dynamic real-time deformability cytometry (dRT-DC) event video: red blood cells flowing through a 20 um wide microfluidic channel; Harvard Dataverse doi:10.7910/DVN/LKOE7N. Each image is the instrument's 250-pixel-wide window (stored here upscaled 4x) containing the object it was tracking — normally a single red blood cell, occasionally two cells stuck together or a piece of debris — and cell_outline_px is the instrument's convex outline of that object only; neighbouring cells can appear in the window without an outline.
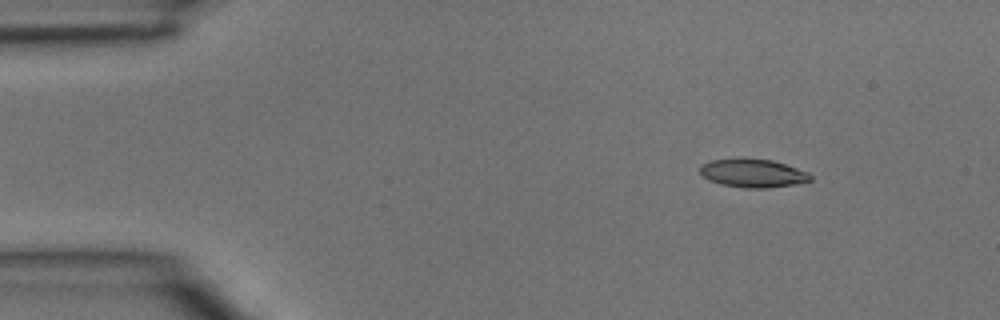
{"species": "common noctule bat (a hibernating species)", "species_latin": "Nyctalus noctula", "temperature_condition": "room temperature", "stored_images_in_passage": 5, "camera_frame_rate_fps": 3000, "um_per_image_px": 0.085, "animal": {"sex": "male", "body_mass_g": 15.6}, "frame": {"image": 1, "passage_image": 2, "time_ms": 0.333, "image_size_px": [1000, 320], "cell_outline_px": [[812, 180], [796, 184], [768, 188], [748, 188], [720, 184], [708, 180], [700, 172], [700, 164], [708, 160], [736, 156], [740, 156], [772, 160], [808, 172], [812, 176]], "centroid_in_image_um": [63.94, 14.68], "position_along_channel_um": 21.1, "area_um2": 18.84}}
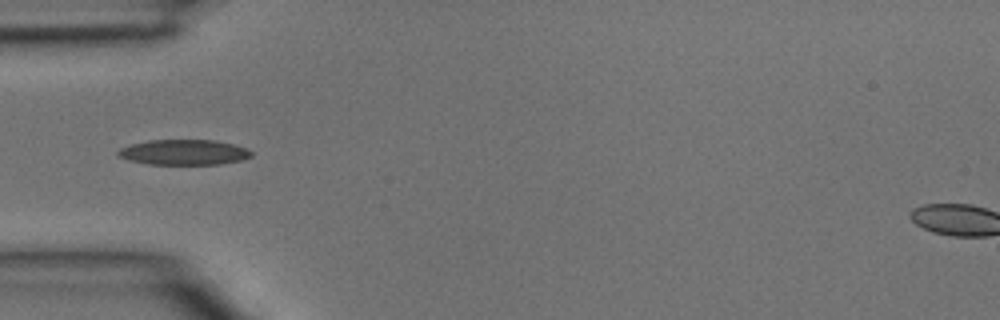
{"frame": {"image": 2, "passage_image": 4, "time_ms": 1.0, "image_size_px": [1000, 320], "cell_outline_px": [[252, 156], [244, 160], [220, 164], [148, 164], [128, 160], [116, 156], [116, 152], [120, 148], [132, 144], [148, 140], [216, 140], [232, 144], [244, 148], [252, 152]], "centroid_in_image_um": [15.6, 12.94], "position_along_channel_um": 69.4, "area_um2": 19.71}}